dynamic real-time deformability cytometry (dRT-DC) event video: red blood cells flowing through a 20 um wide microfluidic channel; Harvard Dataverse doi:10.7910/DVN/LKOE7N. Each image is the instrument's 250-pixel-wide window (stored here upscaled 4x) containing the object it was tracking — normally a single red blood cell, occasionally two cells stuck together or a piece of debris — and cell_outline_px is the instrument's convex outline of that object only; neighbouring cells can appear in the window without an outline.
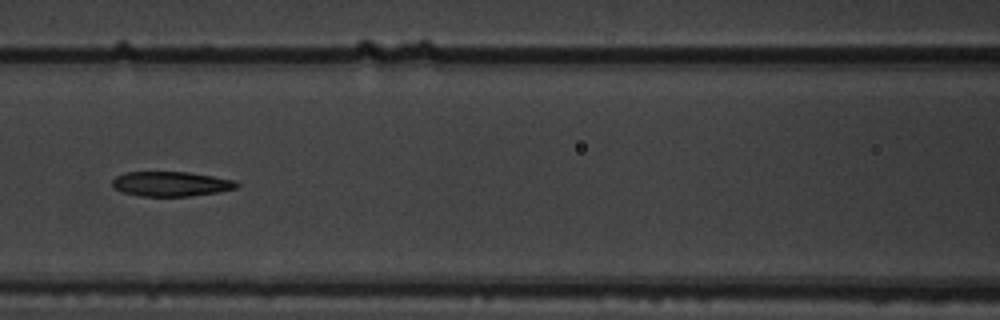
{"species": "common noctule bat (a hibernating species)", "species_latin": "Nyctalus noctula", "temperature_condition": "warm", "stored_images_in_passage": 10, "camera_frame_rate_fps": 3000, "um_per_image_px": 0.085, "animal": {"sex": "male", "body_mass_g": 19.5, "forearm_length_mm": 54.6}, "frame": {"image": 1, "passage_image": 7, "time_ms": 2.0, "image_size_px": [1000, 320], "cell_outline_px": [[240, 184], [236, 188], [216, 192], [188, 196], [140, 196], [124, 192], [112, 188], [112, 180], [116, 176], [124, 172], [188, 172], [236, 180]], "centroid_in_image_um": [14.51, 15.62], "position_along_channel_um": 152.1, "area_um2": 17.92}}
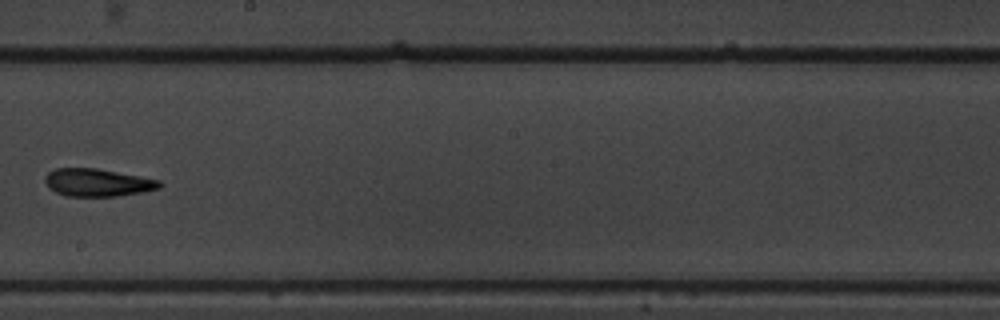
{"frame": {"image": 2, "passage_image": 9, "time_ms": 2.667, "image_size_px": [1000, 320], "cell_outline_px": [[164, 184], [160, 188], [144, 192], [120, 196], [64, 196], [56, 192], [44, 180], [44, 176], [48, 172], [56, 168], [96, 168], [140, 176], [160, 180]], "centroid_in_image_um": [8.33, 15.52], "position_along_channel_um": 239.9, "area_um2": 18.55}}
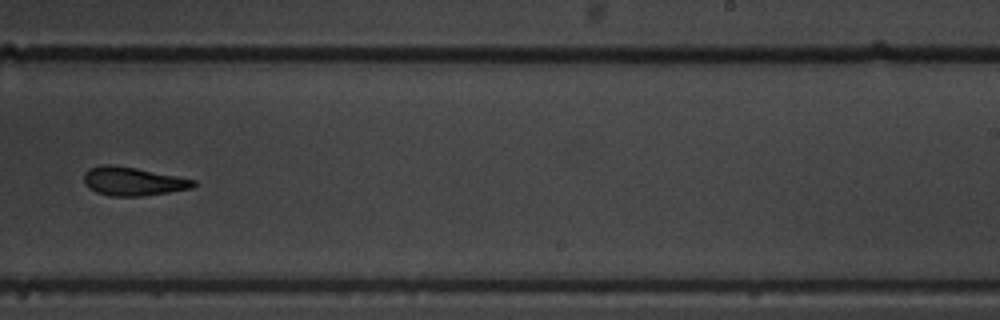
{"frame": {"image": 3, "passage_image": 10, "time_ms": 3.0, "image_size_px": [1000, 320], "cell_outline_px": [[196, 184], [192, 188], [144, 196], [108, 196], [96, 192], [88, 188], [84, 184], [84, 172], [88, 168], [100, 164], [112, 164], [136, 168], [196, 180]], "centroid_in_image_um": [11.24, 15.41], "position_along_channel_um": 277.8, "area_um2": 18.38}}